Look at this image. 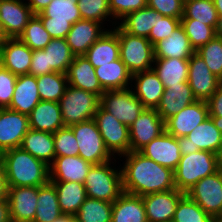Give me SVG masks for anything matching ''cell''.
<instances>
[{"instance_id":"obj_38","label":"cell","mask_w":222,"mask_h":222,"mask_svg":"<svg viewBox=\"0 0 222 222\" xmlns=\"http://www.w3.org/2000/svg\"><path fill=\"white\" fill-rule=\"evenodd\" d=\"M43 50L46 55L47 68L53 72L66 74L75 57L66 38L52 39Z\"/></svg>"},{"instance_id":"obj_57","label":"cell","mask_w":222,"mask_h":222,"mask_svg":"<svg viewBox=\"0 0 222 222\" xmlns=\"http://www.w3.org/2000/svg\"><path fill=\"white\" fill-rule=\"evenodd\" d=\"M9 37L6 35L4 28L0 25V52L2 47L8 41Z\"/></svg>"},{"instance_id":"obj_32","label":"cell","mask_w":222,"mask_h":222,"mask_svg":"<svg viewBox=\"0 0 222 222\" xmlns=\"http://www.w3.org/2000/svg\"><path fill=\"white\" fill-rule=\"evenodd\" d=\"M195 53L184 28L180 25L171 36L154 45L155 58L190 59Z\"/></svg>"},{"instance_id":"obj_36","label":"cell","mask_w":222,"mask_h":222,"mask_svg":"<svg viewBox=\"0 0 222 222\" xmlns=\"http://www.w3.org/2000/svg\"><path fill=\"white\" fill-rule=\"evenodd\" d=\"M158 12L148 6L127 14L117 24L127 33L140 37H149L154 28Z\"/></svg>"},{"instance_id":"obj_19","label":"cell","mask_w":222,"mask_h":222,"mask_svg":"<svg viewBox=\"0 0 222 222\" xmlns=\"http://www.w3.org/2000/svg\"><path fill=\"white\" fill-rule=\"evenodd\" d=\"M139 152L161 166L170 168L173 171L176 169L181 158L177 138L166 131L150 141Z\"/></svg>"},{"instance_id":"obj_47","label":"cell","mask_w":222,"mask_h":222,"mask_svg":"<svg viewBox=\"0 0 222 222\" xmlns=\"http://www.w3.org/2000/svg\"><path fill=\"white\" fill-rule=\"evenodd\" d=\"M55 157L78 156L79 148L70 127L58 129L53 133Z\"/></svg>"},{"instance_id":"obj_34","label":"cell","mask_w":222,"mask_h":222,"mask_svg":"<svg viewBox=\"0 0 222 222\" xmlns=\"http://www.w3.org/2000/svg\"><path fill=\"white\" fill-rule=\"evenodd\" d=\"M23 150L50 166L55 158L53 133L29 129L23 137Z\"/></svg>"},{"instance_id":"obj_62","label":"cell","mask_w":222,"mask_h":222,"mask_svg":"<svg viewBox=\"0 0 222 222\" xmlns=\"http://www.w3.org/2000/svg\"><path fill=\"white\" fill-rule=\"evenodd\" d=\"M218 164H219V168L221 169L222 168V146L218 153Z\"/></svg>"},{"instance_id":"obj_51","label":"cell","mask_w":222,"mask_h":222,"mask_svg":"<svg viewBox=\"0 0 222 222\" xmlns=\"http://www.w3.org/2000/svg\"><path fill=\"white\" fill-rule=\"evenodd\" d=\"M17 75L8 69H0V109L9 108L15 90Z\"/></svg>"},{"instance_id":"obj_25","label":"cell","mask_w":222,"mask_h":222,"mask_svg":"<svg viewBox=\"0 0 222 222\" xmlns=\"http://www.w3.org/2000/svg\"><path fill=\"white\" fill-rule=\"evenodd\" d=\"M37 79L34 75H19L9 109L29 115L40 102Z\"/></svg>"},{"instance_id":"obj_63","label":"cell","mask_w":222,"mask_h":222,"mask_svg":"<svg viewBox=\"0 0 222 222\" xmlns=\"http://www.w3.org/2000/svg\"><path fill=\"white\" fill-rule=\"evenodd\" d=\"M53 222H64V214L55 219Z\"/></svg>"},{"instance_id":"obj_44","label":"cell","mask_w":222,"mask_h":222,"mask_svg":"<svg viewBox=\"0 0 222 222\" xmlns=\"http://www.w3.org/2000/svg\"><path fill=\"white\" fill-rule=\"evenodd\" d=\"M173 222H214V219L185 194L177 205Z\"/></svg>"},{"instance_id":"obj_5","label":"cell","mask_w":222,"mask_h":222,"mask_svg":"<svg viewBox=\"0 0 222 222\" xmlns=\"http://www.w3.org/2000/svg\"><path fill=\"white\" fill-rule=\"evenodd\" d=\"M119 39L120 59L134 74L152 69L155 61L154 46L146 37L131 35L118 24L112 28Z\"/></svg>"},{"instance_id":"obj_10","label":"cell","mask_w":222,"mask_h":222,"mask_svg":"<svg viewBox=\"0 0 222 222\" xmlns=\"http://www.w3.org/2000/svg\"><path fill=\"white\" fill-rule=\"evenodd\" d=\"M100 105L127 127H130L144 110L131 88L105 91L100 98Z\"/></svg>"},{"instance_id":"obj_48","label":"cell","mask_w":222,"mask_h":222,"mask_svg":"<svg viewBox=\"0 0 222 222\" xmlns=\"http://www.w3.org/2000/svg\"><path fill=\"white\" fill-rule=\"evenodd\" d=\"M181 25V19L174 17H166L158 14L154 28L151 29L149 34V41L153 46L162 40H165Z\"/></svg>"},{"instance_id":"obj_39","label":"cell","mask_w":222,"mask_h":222,"mask_svg":"<svg viewBox=\"0 0 222 222\" xmlns=\"http://www.w3.org/2000/svg\"><path fill=\"white\" fill-rule=\"evenodd\" d=\"M40 100L58 102L65 94L68 80L65 73L52 72L36 77Z\"/></svg>"},{"instance_id":"obj_7","label":"cell","mask_w":222,"mask_h":222,"mask_svg":"<svg viewBox=\"0 0 222 222\" xmlns=\"http://www.w3.org/2000/svg\"><path fill=\"white\" fill-rule=\"evenodd\" d=\"M78 0H52L36 14L52 39L66 38L74 23L81 20Z\"/></svg>"},{"instance_id":"obj_29","label":"cell","mask_w":222,"mask_h":222,"mask_svg":"<svg viewBox=\"0 0 222 222\" xmlns=\"http://www.w3.org/2000/svg\"><path fill=\"white\" fill-rule=\"evenodd\" d=\"M94 68L120 58L119 39L113 29H108L83 55Z\"/></svg>"},{"instance_id":"obj_16","label":"cell","mask_w":222,"mask_h":222,"mask_svg":"<svg viewBox=\"0 0 222 222\" xmlns=\"http://www.w3.org/2000/svg\"><path fill=\"white\" fill-rule=\"evenodd\" d=\"M29 129L28 115L9 108L0 109V148L2 150L20 147Z\"/></svg>"},{"instance_id":"obj_14","label":"cell","mask_w":222,"mask_h":222,"mask_svg":"<svg viewBox=\"0 0 222 222\" xmlns=\"http://www.w3.org/2000/svg\"><path fill=\"white\" fill-rule=\"evenodd\" d=\"M188 84L197 100L207 101L222 84L204 60L195 52L189 59Z\"/></svg>"},{"instance_id":"obj_21","label":"cell","mask_w":222,"mask_h":222,"mask_svg":"<svg viewBox=\"0 0 222 222\" xmlns=\"http://www.w3.org/2000/svg\"><path fill=\"white\" fill-rule=\"evenodd\" d=\"M104 24L93 20H79L68 32L66 40L75 56H83L87 50L107 32Z\"/></svg>"},{"instance_id":"obj_56","label":"cell","mask_w":222,"mask_h":222,"mask_svg":"<svg viewBox=\"0 0 222 222\" xmlns=\"http://www.w3.org/2000/svg\"><path fill=\"white\" fill-rule=\"evenodd\" d=\"M0 222H11L8 199L0 200Z\"/></svg>"},{"instance_id":"obj_26","label":"cell","mask_w":222,"mask_h":222,"mask_svg":"<svg viewBox=\"0 0 222 222\" xmlns=\"http://www.w3.org/2000/svg\"><path fill=\"white\" fill-rule=\"evenodd\" d=\"M32 54L19 38H9L1 49L3 67L17 76L29 74Z\"/></svg>"},{"instance_id":"obj_12","label":"cell","mask_w":222,"mask_h":222,"mask_svg":"<svg viewBox=\"0 0 222 222\" xmlns=\"http://www.w3.org/2000/svg\"><path fill=\"white\" fill-rule=\"evenodd\" d=\"M181 155L195 153L199 150L218 154L222 146V133L208 117L197 125L188 135L177 138Z\"/></svg>"},{"instance_id":"obj_1","label":"cell","mask_w":222,"mask_h":222,"mask_svg":"<svg viewBox=\"0 0 222 222\" xmlns=\"http://www.w3.org/2000/svg\"><path fill=\"white\" fill-rule=\"evenodd\" d=\"M118 158L122 172L123 192L145 196L175 189L174 171L145 157L139 151H130ZM125 160V161H124Z\"/></svg>"},{"instance_id":"obj_3","label":"cell","mask_w":222,"mask_h":222,"mask_svg":"<svg viewBox=\"0 0 222 222\" xmlns=\"http://www.w3.org/2000/svg\"><path fill=\"white\" fill-rule=\"evenodd\" d=\"M117 160L92 165L84 181L88 198L114 202L123 193L121 165H116Z\"/></svg>"},{"instance_id":"obj_28","label":"cell","mask_w":222,"mask_h":222,"mask_svg":"<svg viewBox=\"0 0 222 222\" xmlns=\"http://www.w3.org/2000/svg\"><path fill=\"white\" fill-rule=\"evenodd\" d=\"M197 99L194 97L188 82L165 88L161 102L156 111L166 121Z\"/></svg>"},{"instance_id":"obj_58","label":"cell","mask_w":222,"mask_h":222,"mask_svg":"<svg viewBox=\"0 0 222 222\" xmlns=\"http://www.w3.org/2000/svg\"><path fill=\"white\" fill-rule=\"evenodd\" d=\"M215 127L222 133V116H209Z\"/></svg>"},{"instance_id":"obj_6","label":"cell","mask_w":222,"mask_h":222,"mask_svg":"<svg viewBox=\"0 0 222 222\" xmlns=\"http://www.w3.org/2000/svg\"><path fill=\"white\" fill-rule=\"evenodd\" d=\"M59 104L63 124L65 127H70L94 119L100 98L94 93L68 85Z\"/></svg>"},{"instance_id":"obj_24","label":"cell","mask_w":222,"mask_h":222,"mask_svg":"<svg viewBox=\"0 0 222 222\" xmlns=\"http://www.w3.org/2000/svg\"><path fill=\"white\" fill-rule=\"evenodd\" d=\"M68 85L96 94L101 98L105 90L95 74V68L84 56H75L67 73Z\"/></svg>"},{"instance_id":"obj_49","label":"cell","mask_w":222,"mask_h":222,"mask_svg":"<svg viewBox=\"0 0 222 222\" xmlns=\"http://www.w3.org/2000/svg\"><path fill=\"white\" fill-rule=\"evenodd\" d=\"M147 7V0H109L113 20L118 23L127 14Z\"/></svg>"},{"instance_id":"obj_2","label":"cell","mask_w":222,"mask_h":222,"mask_svg":"<svg viewBox=\"0 0 222 222\" xmlns=\"http://www.w3.org/2000/svg\"><path fill=\"white\" fill-rule=\"evenodd\" d=\"M8 187H40L49 180V166L21 147L4 151Z\"/></svg>"},{"instance_id":"obj_50","label":"cell","mask_w":222,"mask_h":222,"mask_svg":"<svg viewBox=\"0 0 222 222\" xmlns=\"http://www.w3.org/2000/svg\"><path fill=\"white\" fill-rule=\"evenodd\" d=\"M147 6L166 17H183V0H147Z\"/></svg>"},{"instance_id":"obj_33","label":"cell","mask_w":222,"mask_h":222,"mask_svg":"<svg viewBox=\"0 0 222 222\" xmlns=\"http://www.w3.org/2000/svg\"><path fill=\"white\" fill-rule=\"evenodd\" d=\"M95 74L105 91L131 88L132 73L120 58L95 68Z\"/></svg>"},{"instance_id":"obj_59","label":"cell","mask_w":222,"mask_h":222,"mask_svg":"<svg viewBox=\"0 0 222 222\" xmlns=\"http://www.w3.org/2000/svg\"><path fill=\"white\" fill-rule=\"evenodd\" d=\"M218 18H222V0H213Z\"/></svg>"},{"instance_id":"obj_9","label":"cell","mask_w":222,"mask_h":222,"mask_svg":"<svg viewBox=\"0 0 222 222\" xmlns=\"http://www.w3.org/2000/svg\"><path fill=\"white\" fill-rule=\"evenodd\" d=\"M94 120L103 138L106 149L114 158L130 152L129 127L99 105Z\"/></svg>"},{"instance_id":"obj_40","label":"cell","mask_w":222,"mask_h":222,"mask_svg":"<svg viewBox=\"0 0 222 222\" xmlns=\"http://www.w3.org/2000/svg\"><path fill=\"white\" fill-rule=\"evenodd\" d=\"M181 19H194V22H201L215 28L218 23L213 0H186Z\"/></svg>"},{"instance_id":"obj_27","label":"cell","mask_w":222,"mask_h":222,"mask_svg":"<svg viewBox=\"0 0 222 222\" xmlns=\"http://www.w3.org/2000/svg\"><path fill=\"white\" fill-rule=\"evenodd\" d=\"M28 116L30 128L37 131L55 133L65 127L58 102L41 100Z\"/></svg>"},{"instance_id":"obj_11","label":"cell","mask_w":222,"mask_h":222,"mask_svg":"<svg viewBox=\"0 0 222 222\" xmlns=\"http://www.w3.org/2000/svg\"><path fill=\"white\" fill-rule=\"evenodd\" d=\"M186 194L213 219L222 216V171L198 181Z\"/></svg>"},{"instance_id":"obj_61","label":"cell","mask_w":222,"mask_h":222,"mask_svg":"<svg viewBox=\"0 0 222 222\" xmlns=\"http://www.w3.org/2000/svg\"><path fill=\"white\" fill-rule=\"evenodd\" d=\"M64 222H80L75 215L64 214Z\"/></svg>"},{"instance_id":"obj_23","label":"cell","mask_w":222,"mask_h":222,"mask_svg":"<svg viewBox=\"0 0 222 222\" xmlns=\"http://www.w3.org/2000/svg\"><path fill=\"white\" fill-rule=\"evenodd\" d=\"M92 163L78 156L55 157L49 166L50 181H75L83 183Z\"/></svg>"},{"instance_id":"obj_52","label":"cell","mask_w":222,"mask_h":222,"mask_svg":"<svg viewBox=\"0 0 222 222\" xmlns=\"http://www.w3.org/2000/svg\"><path fill=\"white\" fill-rule=\"evenodd\" d=\"M52 72L53 71L50 68H47V60L44 50L33 51L29 74L37 77Z\"/></svg>"},{"instance_id":"obj_64","label":"cell","mask_w":222,"mask_h":222,"mask_svg":"<svg viewBox=\"0 0 222 222\" xmlns=\"http://www.w3.org/2000/svg\"><path fill=\"white\" fill-rule=\"evenodd\" d=\"M4 150L0 148V163L3 162Z\"/></svg>"},{"instance_id":"obj_13","label":"cell","mask_w":222,"mask_h":222,"mask_svg":"<svg viewBox=\"0 0 222 222\" xmlns=\"http://www.w3.org/2000/svg\"><path fill=\"white\" fill-rule=\"evenodd\" d=\"M165 131V121L156 109L144 108L129 127L130 151H140L154 138Z\"/></svg>"},{"instance_id":"obj_18","label":"cell","mask_w":222,"mask_h":222,"mask_svg":"<svg viewBox=\"0 0 222 222\" xmlns=\"http://www.w3.org/2000/svg\"><path fill=\"white\" fill-rule=\"evenodd\" d=\"M33 15L25 0H0V25L9 38H19Z\"/></svg>"},{"instance_id":"obj_60","label":"cell","mask_w":222,"mask_h":222,"mask_svg":"<svg viewBox=\"0 0 222 222\" xmlns=\"http://www.w3.org/2000/svg\"><path fill=\"white\" fill-rule=\"evenodd\" d=\"M216 36L222 38V18H218V23L216 27Z\"/></svg>"},{"instance_id":"obj_53","label":"cell","mask_w":222,"mask_h":222,"mask_svg":"<svg viewBox=\"0 0 222 222\" xmlns=\"http://www.w3.org/2000/svg\"><path fill=\"white\" fill-rule=\"evenodd\" d=\"M209 116H222V84L218 87L215 94L206 101Z\"/></svg>"},{"instance_id":"obj_37","label":"cell","mask_w":222,"mask_h":222,"mask_svg":"<svg viewBox=\"0 0 222 222\" xmlns=\"http://www.w3.org/2000/svg\"><path fill=\"white\" fill-rule=\"evenodd\" d=\"M63 215L60 210L57 191L49 181L46 185L38 187L36 214L33 222H53Z\"/></svg>"},{"instance_id":"obj_54","label":"cell","mask_w":222,"mask_h":222,"mask_svg":"<svg viewBox=\"0 0 222 222\" xmlns=\"http://www.w3.org/2000/svg\"><path fill=\"white\" fill-rule=\"evenodd\" d=\"M8 184L3 162L0 163V200L8 198Z\"/></svg>"},{"instance_id":"obj_20","label":"cell","mask_w":222,"mask_h":222,"mask_svg":"<svg viewBox=\"0 0 222 222\" xmlns=\"http://www.w3.org/2000/svg\"><path fill=\"white\" fill-rule=\"evenodd\" d=\"M37 198L38 187H9L7 199L11 222H33Z\"/></svg>"},{"instance_id":"obj_55","label":"cell","mask_w":222,"mask_h":222,"mask_svg":"<svg viewBox=\"0 0 222 222\" xmlns=\"http://www.w3.org/2000/svg\"><path fill=\"white\" fill-rule=\"evenodd\" d=\"M33 14L41 13L52 0H26Z\"/></svg>"},{"instance_id":"obj_46","label":"cell","mask_w":222,"mask_h":222,"mask_svg":"<svg viewBox=\"0 0 222 222\" xmlns=\"http://www.w3.org/2000/svg\"><path fill=\"white\" fill-rule=\"evenodd\" d=\"M195 52L204 60L210 71L222 80V38L215 36Z\"/></svg>"},{"instance_id":"obj_8","label":"cell","mask_w":222,"mask_h":222,"mask_svg":"<svg viewBox=\"0 0 222 222\" xmlns=\"http://www.w3.org/2000/svg\"><path fill=\"white\" fill-rule=\"evenodd\" d=\"M77 140L78 155L92 164L111 161L114 157L106 149L94 119L70 126Z\"/></svg>"},{"instance_id":"obj_4","label":"cell","mask_w":222,"mask_h":222,"mask_svg":"<svg viewBox=\"0 0 222 222\" xmlns=\"http://www.w3.org/2000/svg\"><path fill=\"white\" fill-rule=\"evenodd\" d=\"M218 154L199 150L195 153L181 155L174 170L176 189L186 193L198 181L219 170Z\"/></svg>"},{"instance_id":"obj_65","label":"cell","mask_w":222,"mask_h":222,"mask_svg":"<svg viewBox=\"0 0 222 222\" xmlns=\"http://www.w3.org/2000/svg\"><path fill=\"white\" fill-rule=\"evenodd\" d=\"M214 222H222V216L217 217L216 219H214Z\"/></svg>"},{"instance_id":"obj_35","label":"cell","mask_w":222,"mask_h":222,"mask_svg":"<svg viewBox=\"0 0 222 222\" xmlns=\"http://www.w3.org/2000/svg\"><path fill=\"white\" fill-rule=\"evenodd\" d=\"M56 188L60 210L75 215L87 198L83 183L75 181H50Z\"/></svg>"},{"instance_id":"obj_17","label":"cell","mask_w":222,"mask_h":222,"mask_svg":"<svg viewBox=\"0 0 222 222\" xmlns=\"http://www.w3.org/2000/svg\"><path fill=\"white\" fill-rule=\"evenodd\" d=\"M186 193L178 189L142 196L148 222L173 221L180 199Z\"/></svg>"},{"instance_id":"obj_31","label":"cell","mask_w":222,"mask_h":222,"mask_svg":"<svg viewBox=\"0 0 222 222\" xmlns=\"http://www.w3.org/2000/svg\"><path fill=\"white\" fill-rule=\"evenodd\" d=\"M111 222H148L142 196L123 192L113 202Z\"/></svg>"},{"instance_id":"obj_66","label":"cell","mask_w":222,"mask_h":222,"mask_svg":"<svg viewBox=\"0 0 222 222\" xmlns=\"http://www.w3.org/2000/svg\"><path fill=\"white\" fill-rule=\"evenodd\" d=\"M3 64H2V56H1V52H0V69L2 68Z\"/></svg>"},{"instance_id":"obj_45","label":"cell","mask_w":222,"mask_h":222,"mask_svg":"<svg viewBox=\"0 0 222 222\" xmlns=\"http://www.w3.org/2000/svg\"><path fill=\"white\" fill-rule=\"evenodd\" d=\"M181 26L189 38L191 47L197 51L216 36V28L194 22V19H181Z\"/></svg>"},{"instance_id":"obj_41","label":"cell","mask_w":222,"mask_h":222,"mask_svg":"<svg viewBox=\"0 0 222 222\" xmlns=\"http://www.w3.org/2000/svg\"><path fill=\"white\" fill-rule=\"evenodd\" d=\"M113 202L86 198L75 217L80 222H111Z\"/></svg>"},{"instance_id":"obj_43","label":"cell","mask_w":222,"mask_h":222,"mask_svg":"<svg viewBox=\"0 0 222 222\" xmlns=\"http://www.w3.org/2000/svg\"><path fill=\"white\" fill-rule=\"evenodd\" d=\"M19 39L25 43L31 50L44 49L52 40V37L45 30L41 19L34 14L28 21L23 33Z\"/></svg>"},{"instance_id":"obj_30","label":"cell","mask_w":222,"mask_h":222,"mask_svg":"<svg viewBox=\"0 0 222 222\" xmlns=\"http://www.w3.org/2000/svg\"><path fill=\"white\" fill-rule=\"evenodd\" d=\"M152 69L165 88L188 82L189 59L155 58Z\"/></svg>"},{"instance_id":"obj_42","label":"cell","mask_w":222,"mask_h":222,"mask_svg":"<svg viewBox=\"0 0 222 222\" xmlns=\"http://www.w3.org/2000/svg\"><path fill=\"white\" fill-rule=\"evenodd\" d=\"M77 5L83 20H93L104 25L107 24L108 29H112L117 24L113 21L109 0H78ZM106 21L110 23L111 27Z\"/></svg>"},{"instance_id":"obj_22","label":"cell","mask_w":222,"mask_h":222,"mask_svg":"<svg viewBox=\"0 0 222 222\" xmlns=\"http://www.w3.org/2000/svg\"><path fill=\"white\" fill-rule=\"evenodd\" d=\"M131 89L144 108L157 109L165 87L153 69L132 74Z\"/></svg>"},{"instance_id":"obj_15","label":"cell","mask_w":222,"mask_h":222,"mask_svg":"<svg viewBox=\"0 0 222 222\" xmlns=\"http://www.w3.org/2000/svg\"><path fill=\"white\" fill-rule=\"evenodd\" d=\"M209 117L206 101L196 100L165 121V131L178 138L188 135Z\"/></svg>"}]
</instances>
